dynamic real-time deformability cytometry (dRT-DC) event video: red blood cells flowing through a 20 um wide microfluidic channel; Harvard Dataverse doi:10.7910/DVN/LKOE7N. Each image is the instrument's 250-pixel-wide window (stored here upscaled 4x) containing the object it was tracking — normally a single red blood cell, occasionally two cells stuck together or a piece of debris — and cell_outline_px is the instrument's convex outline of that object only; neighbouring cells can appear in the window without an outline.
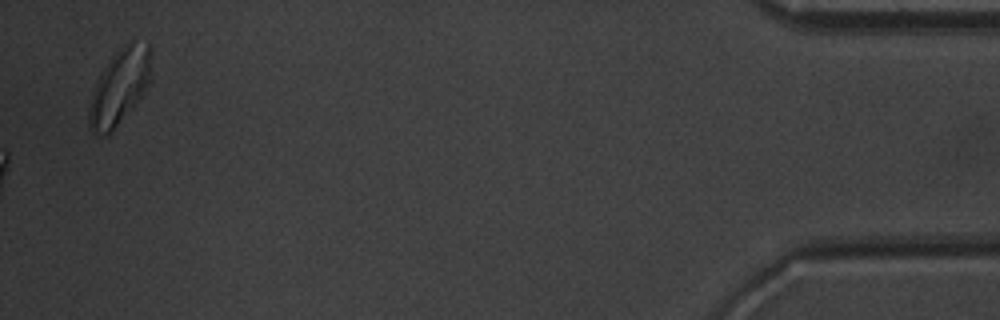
{"species": "common noctule bat (a hibernating species)", "species_latin": "Nyctalus noctula", "temperature_condition": "warm", "stored_images_in_passage": 38, "camera_frame_rate_fps": 3000, "um_per_image_px": 0.085, "animal": {"sex": "male", "body_mass_g": 20.1, "forearm_length_mm": 53.5}, "frame": {"image": 1, "passage_image": 38, "time_ms": 12.333, "image_size_px": [1000, 320], "cell_outline_px": [[152, 80], [144, 92], [112, 132], [108, 136], [96, 136], [92, 132], [88, 124], [88, 108], [92, 92], [104, 68], [112, 56], [124, 44], [132, 40], [148, 44]], "centroid_in_image_um": [10.14, 7.42], "position_along_channel_um": 425.1, "area_um2": 27.28}, "authors_computed_cell_mechanics": {"area_um2": 16.9354, "velocity_mm_per_s": 3.9761, "shape_relaxation_time_tau1_ms": 4.8169, "shape_relaxation_time_tau2_ms": 2.1357, "deformation_change_tau1": 0.1922, "deformation_change_tau2": 0.1224}}